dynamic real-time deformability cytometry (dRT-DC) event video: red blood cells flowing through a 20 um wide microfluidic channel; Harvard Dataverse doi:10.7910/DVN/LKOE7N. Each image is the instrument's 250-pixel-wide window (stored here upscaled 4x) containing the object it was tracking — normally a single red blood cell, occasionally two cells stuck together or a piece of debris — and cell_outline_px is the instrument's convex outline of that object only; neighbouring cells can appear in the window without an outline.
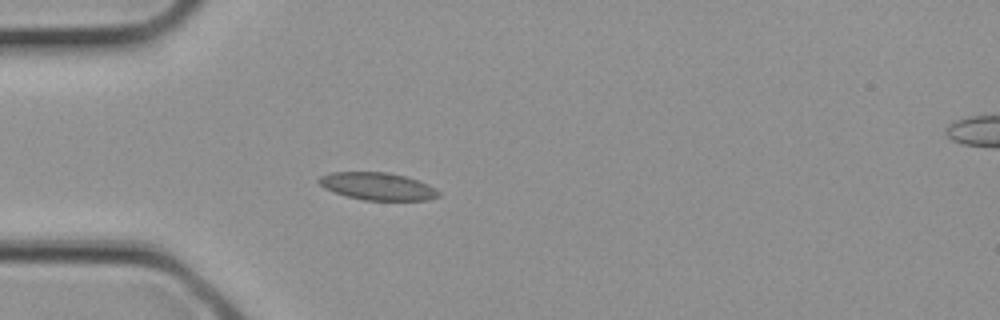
{"species": "common noctule bat (a hibernating species)", "species_latin": "Nyctalus noctula", "temperature_condition": "cold", "stored_images_in_passage": 3, "camera_frame_rate_fps": 3000, "um_per_image_px": 0.085, "animal": {"sex": "female", "body_mass_g": 21.9}, "frame": {"image": 1, "passage_image": 2, "time_ms": 0.333, "image_size_px": [1000, 320], "cell_outline_px": [[440, 196], [428, 200], [364, 200], [332, 192], [324, 188], [316, 180], [320, 176], [328, 172], [388, 172], [404, 176], [428, 184], [440, 192]], "centroid_in_image_um": [32.06, 15.83], "position_along_channel_um": 52.9, "area_um2": 19.19}}